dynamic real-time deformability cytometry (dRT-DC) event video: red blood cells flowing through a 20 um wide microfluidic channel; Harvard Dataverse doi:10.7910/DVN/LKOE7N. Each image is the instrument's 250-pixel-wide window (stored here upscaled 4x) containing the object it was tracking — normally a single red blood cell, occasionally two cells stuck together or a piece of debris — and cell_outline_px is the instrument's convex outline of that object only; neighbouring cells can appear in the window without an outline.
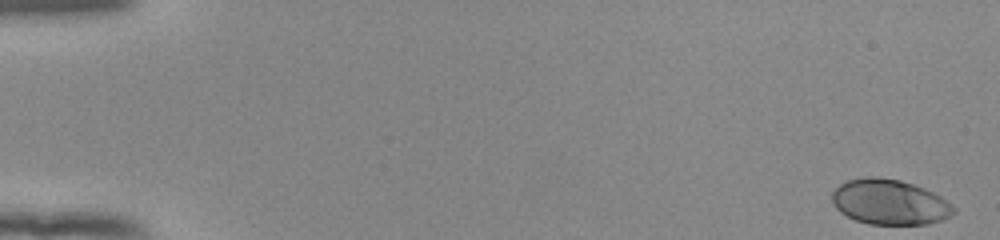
{"species": "human", "species_latin": "Homo sapiens", "temperature_condition": "room temperature", "stored_images_in_passage": 54, "camera_frame_rate_fps": 3000, "um_per_image_px": 0.085, "donor": {"sex": "female"}, "frame": {"image": 1, "passage_image": 1, "time_ms": 0.0, "image_size_px": [1000, 240], "cell_outline_px": [[956, 212], [952, 216], [928, 224], [868, 224], [856, 220], [840, 212], [836, 208], [832, 200], [832, 192], [840, 184], [848, 180], [868, 176], [876, 176], [900, 180], [924, 188], [940, 196], [952, 204], [956, 208]], "centroid_in_image_um": [75.63, 17.17], "position_along_channel_um": 9.4, "area_um2": 32.08}}
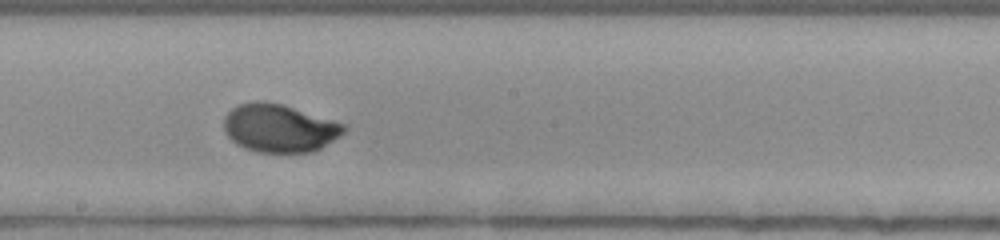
{"frame": {"image": 2, "passage_image": 31, "time_ms": 10.0, "image_size_px": [1000, 240], "cell_outline_px": [[348, 128], [340, 136], [320, 148], [312, 152], [256, 152], [244, 148], [236, 144], [224, 132], [224, 116], [232, 108], [240, 104], [256, 100], [280, 104], [348, 124]], "centroid_in_image_um": [23.75, 10.89], "position_along_channel_um": 224.5, "area_um2": 33.64}}
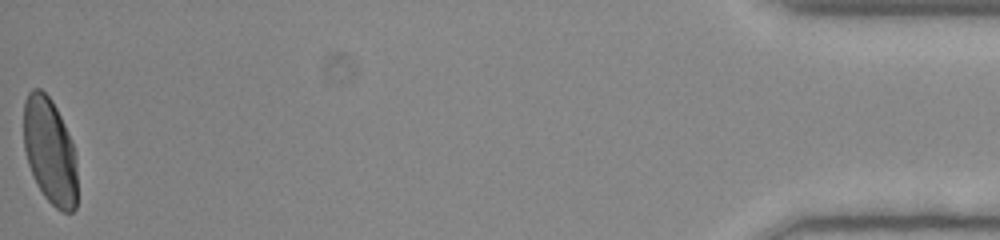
{"frame": {"image": 3, "passage_image": 54, "time_ms": 17.667, "image_size_px": [1000, 240], "cell_outline_px": [[76, 208], [72, 212], [64, 212], [56, 208], [44, 196], [36, 184], [28, 164], [24, 148], [24, 100], [28, 92], [32, 88], [40, 88], [52, 100], [72, 140], [76, 152]], "centroid_in_image_um": [4.23, 12.83], "position_along_channel_um": 431.0, "area_um2": 33.35}, "authors_computed_cell_mechanics": {"area_um2": 33.0327, "velocity_mm_per_s": 3.8616, "shape_relaxation_time_tau1_ms": 2.7359, "shape_relaxation_time_tau2_ms": null, "deformation_change_tau1": 0.1483, "deformation_change_tau2": null}}